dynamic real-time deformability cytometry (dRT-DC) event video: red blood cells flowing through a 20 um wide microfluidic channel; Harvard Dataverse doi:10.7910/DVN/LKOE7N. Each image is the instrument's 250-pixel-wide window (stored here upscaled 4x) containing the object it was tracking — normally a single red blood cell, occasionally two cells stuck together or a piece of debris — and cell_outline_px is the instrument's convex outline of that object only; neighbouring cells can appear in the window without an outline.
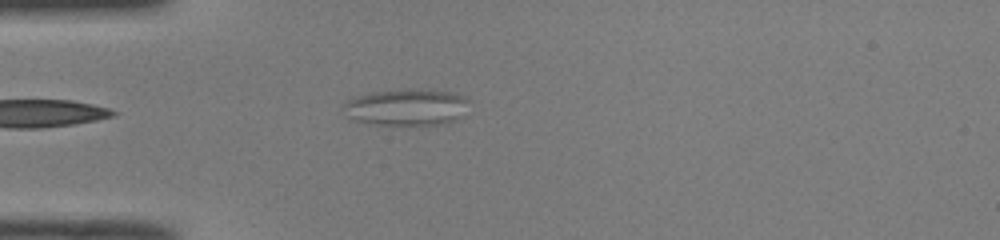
{"species": "common noctule bat (a hibernating species)", "species_latin": "Nyctalus noctula", "temperature_condition": "room temperature", "stored_images_in_passage": 38, "camera_frame_rate_fps": 3000, "um_per_image_px": 0.085, "animal": {"sex": "male", "body_mass_g": 19.0, "forearm_length_mm": 50.8}, "frame": {"image": 1, "passage_image": 1, "time_ms": 0.0, "image_size_px": [1000, 240], "cell_outline_px": [[468, 100], [464, 116], [456, 120], [444, 124], [368, 124], [352, 120], [344, 116], [340, 108], [348, 100], [356, 96], [372, 92], [404, 88], [420, 88], [456, 92], [464, 96]], "centroid_in_image_um": [34.53, 9.09], "position_along_channel_um": 50.5, "area_um2": 27.57}}
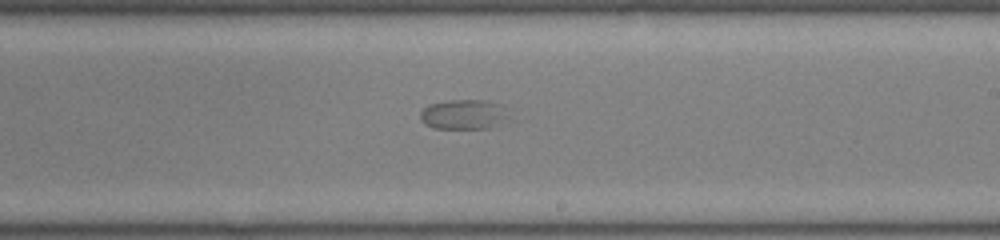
{"frame": {"image": 2, "passage_image": 17, "time_ms": 5.333, "image_size_px": [1000, 240], "cell_outline_px": [[504, 116], [492, 128], [432, 128], [424, 124], [420, 120], [420, 112], [424, 108], [432, 104], [448, 100], [484, 100], [500, 104]], "centroid_in_image_um": [39.28, 9.72], "position_along_channel_um": 249.7, "area_um2": 14.8}}
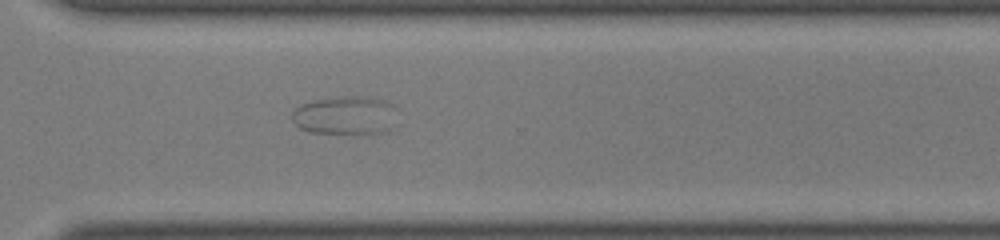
{"frame": {"image": 3, "passage_image": 24, "time_ms": 7.667, "image_size_px": [1000, 240], "cell_outline_px": [[396, 128], [368, 136], [356, 136], [312, 132], [300, 128], [292, 120], [292, 112], [296, 108], [304, 104], [316, 100], [344, 96], [364, 96], [384, 100], [388, 104]], "centroid_in_image_um": [29.34, 9.88], "position_along_channel_um": 341.3, "area_um2": 23.87}}